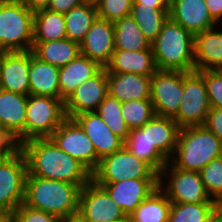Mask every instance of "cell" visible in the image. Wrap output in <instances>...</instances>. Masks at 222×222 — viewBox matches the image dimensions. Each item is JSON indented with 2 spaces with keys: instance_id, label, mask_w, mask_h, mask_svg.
I'll use <instances>...</instances> for the list:
<instances>
[{
  "instance_id": "obj_13",
  "label": "cell",
  "mask_w": 222,
  "mask_h": 222,
  "mask_svg": "<svg viewBox=\"0 0 222 222\" xmlns=\"http://www.w3.org/2000/svg\"><path fill=\"white\" fill-rule=\"evenodd\" d=\"M183 95V72L157 70L151 76L150 100L155 115L173 118Z\"/></svg>"
},
{
  "instance_id": "obj_42",
  "label": "cell",
  "mask_w": 222,
  "mask_h": 222,
  "mask_svg": "<svg viewBox=\"0 0 222 222\" xmlns=\"http://www.w3.org/2000/svg\"><path fill=\"white\" fill-rule=\"evenodd\" d=\"M204 126L212 131L222 144V109L210 108Z\"/></svg>"
},
{
  "instance_id": "obj_33",
  "label": "cell",
  "mask_w": 222,
  "mask_h": 222,
  "mask_svg": "<svg viewBox=\"0 0 222 222\" xmlns=\"http://www.w3.org/2000/svg\"><path fill=\"white\" fill-rule=\"evenodd\" d=\"M97 17L95 4L83 3L72 8L64 14L67 38L81 43Z\"/></svg>"
},
{
  "instance_id": "obj_3",
  "label": "cell",
  "mask_w": 222,
  "mask_h": 222,
  "mask_svg": "<svg viewBox=\"0 0 222 222\" xmlns=\"http://www.w3.org/2000/svg\"><path fill=\"white\" fill-rule=\"evenodd\" d=\"M195 36L170 17L151 43L157 70L193 72Z\"/></svg>"
},
{
  "instance_id": "obj_25",
  "label": "cell",
  "mask_w": 222,
  "mask_h": 222,
  "mask_svg": "<svg viewBox=\"0 0 222 222\" xmlns=\"http://www.w3.org/2000/svg\"><path fill=\"white\" fill-rule=\"evenodd\" d=\"M29 95L60 98L59 67L39 60L30 50Z\"/></svg>"
},
{
  "instance_id": "obj_14",
  "label": "cell",
  "mask_w": 222,
  "mask_h": 222,
  "mask_svg": "<svg viewBox=\"0 0 222 222\" xmlns=\"http://www.w3.org/2000/svg\"><path fill=\"white\" fill-rule=\"evenodd\" d=\"M108 94V77L105 67L83 82L64 101L65 115L74 118L84 112L96 111Z\"/></svg>"
},
{
  "instance_id": "obj_28",
  "label": "cell",
  "mask_w": 222,
  "mask_h": 222,
  "mask_svg": "<svg viewBox=\"0 0 222 222\" xmlns=\"http://www.w3.org/2000/svg\"><path fill=\"white\" fill-rule=\"evenodd\" d=\"M124 146L137 158L148 163L158 174L169 160L147 140V123L130 131Z\"/></svg>"
},
{
  "instance_id": "obj_40",
  "label": "cell",
  "mask_w": 222,
  "mask_h": 222,
  "mask_svg": "<svg viewBox=\"0 0 222 222\" xmlns=\"http://www.w3.org/2000/svg\"><path fill=\"white\" fill-rule=\"evenodd\" d=\"M14 222H63L57 216L22 203L13 213Z\"/></svg>"
},
{
  "instance_id": "obj_39",
  "label": "cell",
  "mask_w": 222,
  "mask_h": 222,
  "mask_svg": "<svg viewBox=\"0 0 222 222\" xmlns=\"http://www.w3.org/2000/svg\"><path fill=\"white\" fill-rule=\"evenodd\" d=\"M204 78L211 108L222 109V72L220 70L198 71Z\"/></svg>"
},
{
  "instance_id": "obj_2",
  "label": "cell",
  "mask_w": 222,
  "mask_h": 222,
  "mask_svg": "<svg viewBox=\"0 0 222 222\" xmlns=\"http://www.w3.org/2000/svg\"><path fill=\"white\" fill-rule=\"evenodd\" d=\"M81 189L76 184L27 175L24 204L63 222L76 220Z\"/></svg>"
},
{
  "instance_id": "obj_45",
  "label": "cell",
  "mask_w": 222,
  "mask_h": 222,
  "mask_svg": "<svg viewBox=\"0 0 222 222\" xmlns=\"http://www.w3.org/2000/svg\"><path fill=\"white\" fill-rule=\"evenodd\" d=\"M23 3L28 9L37 11L39 9L48 8L52 0H18Z\"/></svg>"
},
{
  "instance_id": "obj_19",
  "label": "cell",
  "mask_w": 222,
  "mask_h": 222,
  "mask_svg": "<svg viewBox=\"0 0 222 222\" xmlns=\"http://www.w3.org/2000/svg\"><path fill=\"white\" fill-rule=\"evenodd\" d=\"M169 17L194 36L218 25L210 16L205 0H170Z\"/></svg>"
},
{
  "instance_id": "obj_11",
  "label": "cell",
  "mask_w": 222,
  "mask_h": 222,
  "mask_svg": "<svg viewBox=\"0 0 222 222\" xmlns=\"http://www.w3.org/2000/svg\"><path fill=\"white\" fill-rule=\"evenodd\" d=\"M126 218L107 191L94 180L80 190L78 222H118Z\"/></svg>"
},
{
  "instance_id": "obj_29",
  "label": "cell",
  "mask_w": 222,
  "mask_h": 222,
  "mask_svg": "<svg viewBox=\"0 0 222 222\" xmlns=\"http://www.w3.org/2000/svg\"><path fill=\"white\" fill-rule=\"evenodd\" d=\"M152 49L135 19L129 15L114 22V50L139 51Z\"/></svg>"
},
{
  "instance_id": "obj_36",
  "label": "cell",
  "mask_w": 222,
  "mask_h": 222,
  "mask_svg": "<svg viewBox=\"0 0 222 222\" xmlns=\"http://www.w3.org/2000/svg\"><path fill=\"white\" fill-rule=\"evenodd\" d=\"M121 112L130 131L141 128L155 116L150 99L123 102Z\"/></svg>"
},
{
  "instance_id": "obj_6",
  "label": "cell",
  "mask_w": 222,
  "mask_h": 222,
  "mask_svg": "<svg viewBox=\"0 0 222 222\" xmlns=\"http://www.w3.org/2000/svg\"><path fill=\"white\" fill-rule=\"evenodd\" d=\"M158 187L171 202L218 203L207 194L199 172L176 168L170 162L159 173Z\"/></svg>"
},
{
  "instance_id": "obj_12",
  "label": "cell",
  "mask_w": 222,
  "mask_h": 222,
  "mask_svg": "<svg viewBox=\"0 0 222 222\" xmlns=\"http://www.w3.org/2000/svg\"><path fill=\"white\" fill-rule=\"evenodd\" d=\"M50 138L65 153L82 163L92 174L98 167L96 149L74 118L66 117Z\"/></svg>"
},
{
  "instance_id": "obj_1",
  "label": "cell",
  "mask_w": 222,
  "mask_h": 222,
  "mask_svg": "<svg viewBox=\"0 0 222 222\" xmlns=\"http://www.w3.org/2000/svg\"><path fill=\"white\" fill-rule=\"evenodd\" d=\"M27 161V175L79 185L92 180V173L60 149L50 138L29 139L21 144Z\"/></svg>"
},
{
  "instance_id": "obj_49",
  "label": "cell",
  "mask_w": 222,
  "mask_h": 222,
  "mask_svg": "<svg viewBox=\"0 0 222 222\" xmlns=\"http://www.w3.org/2000/svg\"><path fill=\"white\" fill-rule=\"evenodd\" d=\"M100 0H84L85 3L97 4Z\"/></svg>"
},
{
  "instance_id": "obj_44",
  "label": "cell",
  "mask_w": 222,
  "mask_h": 222,
  "mask_svg": "<svg viewBox=\"0 0 222 222\" xmlns=\"http://www.w3.org/2000/svg\"><path fill=\"white\" fill-rule=\"evenodd\" d=\"M209 14L212 19L222 26V0H205Z\"/></svg>"
},
{
  "instance_id": "obj_31",
  "label": "cell",
  "mask_w": 222,
  "mask_h": 222,
  "mask_svg": "<svg viewBox=\"0 0 222 222\" xmlns=\"http://www.w3.org/2000/svg\"><path fill=\"white\" fill-rule=\"evenodd\" d=\"M172 202L158 187L131 213L130 222H168Z\"/></svg>"
},
{
  "instance_id": "obj_16",
  "label": "cell",
  "mask_w": 222,
  "mask_h": 222,
  "mask_svg": "<svg viewBox=\"0 0 222 222\" xmlns=\"http://www.w3.org/2000/svg\"><path fill=\"white\" fill-rule=\"evenodd\" d=\"M30 51L0 52V88L29 95Z\"/></svg>"
},
{
  "instance_id": "obj_51",
  "label": "cell",
  "mask_w": 222,
  "mask_h": 222,
  "mask_svg": "<svg viewBox=\"0 0 222 222\" xmlns=\"http://www.w3.org/2000/svg\"><path fill=\"white\" fill-rule=\"evenodd\" d=\"M4 158L0 155V162L3 160Z\"/></svg>"
},
{
  "instance_id": "obj_35",
  "label": "cell",
  "mask_w": 222,
  "mask_h": 222,
  "mask_svg": "<svg viewBox=\"0 0 222 222\" xmlns=\"http://www.w3.org/2000/svg\"><path fill=\"white\" fill-rule=\"evenodd\" d=\"M219 203L172 202L168 222H206Z\"/></svg>"
},
{
  "instance_id": "obj_50",
  "label": "cell",
  "mask_w": 222,
  "mask_h": 222,
  "mask_svg": "<svg viewBox=\"0 0 222 222\" xmlns=\"http://www.w3.org/2000/svg\"><path fill=\"white\" fill-rule=\"evenodd\" d=\"M118 222H130L129 218L127 217L125 220H120Z\"/></svg>"
},
{
  "instance_id": "obj_5",
  "label": "cell",
  "mask_w": 222,
  "mask_h": 222,
  "mask_svg": "<svg viewBox=\"0 0 222 222\" xmlns=\"http://www.w3.org/2000/svg\"><path fill=\"white\" fill-rule=\"evenodd\" d=\"M34 11L18 0H0V52L30 51Z\"/></svg>"
},
{
  "instance_id": "obj_8",
  "label": "cell",
  "mask_w": 222,
  "mask_h": 222,
  "mask_svg": "<svg viewBox=\"0 0 222 222\" xmlns=\"http://www.w3.org/2000/svg\"><path fill=\"white\" fill-rule=\"evenodd\" d=\"M125 179H159V174L125 146L100 160L92 174L96 183H115Z\"/></svg>"
},
{
  "instance_id": "obj_41",
  "label": "cell",
  "mask_w": 222,
  "mask_h": 222,
  "mask_svg": "<svg viewBox=\"0 0 222 222\" xmlns=\"http://www.w3.org/2000/svg\"><path fill=\"white\" fill-rule=\"evenodd\" d=\"M21 150V144L8 130L0 126V155L3 158L14 156Z\"/></svg>"
},
{
  "instance_id": "obj_47",
  "label": "cell",
  "mask_w": 222,
  "mask_h": 222,
  "mask_svg": "<svg viewBox=\"0 0 222 222\" xmlns=\"http://www.w3.org/2000/svg\"><path fill=\"white\" fill-rule=\"evenodd\" d=\"M206 222H222V204H219L208 216Z\"/></svg>"
},
{
  "instance_id": "obj_23",
  "label": "cell",
  "mask_w": 222,
  "mask_h": 222,
  "mask_svg": "<svg viewBox=\"0 0 222 222\" xmlns=\"http://www.w3.org/2000/svg\"><path fill=\"white\" fill-rule=\"evenodd\" d=\"M105 69L107 73H132L150 77L157 71L152 49L115 50Z\"/></svg>"
},
{
  "instance_id": "obj_18",
  "label": "cell",
  "mask_w": 222,
  "mask_h": 222,
  "mask_svg": "<svg viewBox=\"0 0 222 222\" xmlns=\"http://www.w3.org/2000/svg\"><path fill=\"white\" fill-rule=\"evenodd\" d=\"M74 119L93 143L98 165L104 157L112 155L124 146V141L109 129L96 111L78 114Z\"/></svg>"
},
{
  "instance_id": "obj_30",
  "label": "cell",
  "mask_w": 222,
  "mask_h": 222,
  "mask_svg": "<svg viewBox=\"0 0 222 222\" xmlns=\"http://www.w3.org/2000/svg\"><path fill=\"white\" fill-rule=\"evenodd\" d=\"M67 38L64 14L48 8L34 12L33 42H48Z\"/></svg>"
},
{
  "instance_id": "obj_10",
  "label": "cell",
  "mask_w": 222,
  "mask_h": 222,
  "mask_svg": "<svg viewBox=\"0 0 222 222\" xmlns=\"http://www.w3.org/2000/svg\"><path fill=\"white\" fill-rule=\"evenodd\" d=\"M27 161L20 150L0 162V211L12 214L25 197Z\"/></svg>"
},
{
  "instance_id": "obj_43",
  "label": "cell",
  "mask_w": 222,
  "mask_h": 222,
  "mask_svg": "<svg viewBox=\"0 0 222 222\" xmlns=\"http://www.w3.org/2000/svg\"><path fill=\"white\" fill-rule=\"evenodd\" d=\"M84 0H52L48 9L58 13H68L72 8L82 5Z\"/></svg>"
},
{
  "instance_id": "obj_20",
  "label": "cell",
  "mask_w": 222,
  "mask_h": 222,
  "mask_svg": "<svg viewBox=\"0 0 222 222\" xmlns=\"http://www.w3.org/2000/svg\"><path fill=\"white\" fill-rule=\"evenodd\" d=\"M28 95L0 88V126L15 136L20 144L25 142V122Z\"/></svg>"
},
{
  "instance_id": "obj_52",
  "label": "cell",
  "mask_w": 222,
  "mask_h": 222,
  "mask_svg": "<svg viewBox=\"0 0 222 222\" xmlns=\"http://www.w3.org/2000/svg\"><path fill=\"white\" fill-rule=\"evenodd\" d=\"M67 222H78L77 220L67 221Z\"/></svg>"
},
{
  "instance_id": "obj_32",
  "label": "cell",
  "mask_w": 222,
  "mask_h": 222,
  "mask_svg": "<svg viewBox=\"0 0 222 222\" xmlns=\"http://www.w3.org/2000/svg\"><path fill=\"white\" fill-rule=\"evenodd\" d=\"M143 35L151 43L161 32L163 23L169 18V8H153L141 3H133L130 14Z\"/></svg>"
},
{
  "instance_id": "obj_27",
  "label": "cell",
  "mask_w": 222,
  "mask_h": 222,
  "mask_svg": "<svg viewBox=\"0 0 222 222\" xmlns=\"http://www.w3.org/2000/svg\"><path fill=\"white\" fill-rule=\"evenodd\" d=\"M31 51L39 60L57 67L65 66L81 54L80 43L68 38L33 42Z\"/></svg>"
},
{
  "instance_id": "obj_38",
  "label": "cell",
  "mask_w": 222,
  "mask_h": 222,
  "mask_svg": "<svg viewBox=\"0 0 222 222\" xmlns=\"http://www.w3.org/2000/svg\"><path fill=\"white\" fill-rule=\"evenodd\" d=\"M133 0H100L97 6L98 17L111 22L129 16Z\"/></svg>"
},
{
  "instance_id": "obj_26",
  "label": "cell",
  "mask_w": 222,
  "mask_h": 222,
  "mask_svg": "<svg viewBox=\"0 0 222 222\" xmlns=\"http://www.w3.org/2000/svg\"><path fill=\"white\" fill-rule=\"evenodd\" d=\"M180 129L173 118L155 115L147 122V140L169 160L177 146Z\"/></svg>"
},
{
  "instance_id": "obj_48",
  "label": "cell",
  "mask_w": 222,
  "mask_h": 222,
  "mask_svg": "<svg viewBox=\"0 0 222 222\" xmlns=\"http://www.w3.org/2000/svg\"><path fill=\"white\" fill-rule=\"evenodd\" d=\"M0 222H14L12 214L0 211Z\"/></svg>"
},
{
  "instance_id": "obj_17",
  "label": "cell",
  "mask_w": 222,
  "mask_h": 222,
  "mask_svg": "<svg viewBox=\"0 0 222 222\" xmlns=\"http://www.w3.org/2000/svg\"><path fill=\"white\" fill-rule=\"evenodd\" d=\"M81 54L105 67L114 50V22L97 17L80 43Z\"/></svg>"
},
{
  "instance_id": "obj_37",
  "label": "cell",
  "mask_w": 222,
  "mask_h": 222,
  "mask_svg": "<svg viewBox=\"0 0 222 222\" xmlns=\"http://www.w3.org/2000/svg\"><path fill=\"white\" fill-rule=\"evenodd\" d=\"M199 173L207 194L222 204V156L209 162Z\"/></svg>"
},
{
  "instance_id": "obj_4",
  "label": "cell",
  "mask_w": 222,
  "mask_h": 222,
  "mask_svg": "<svg viewBox=\"0 0 222 222\" xmlns=\"http://www.w3.org/2000/svg\"><path fill=\"white\" fill-rule=\"evenodd\" d=\"M222 156V144L204 125L181 128L177 146L169 162L176 168L200 172Z\"/></svg>"
},
{
  "instance_id": "obj_21",
  "label": "cell",
  "mask_w": 222,
  "mask_h": 222,
  "mask_svg": "<svg viewBox=\"0 0 222 222\" xmlns=\"http://www.w3.org/2000/svg\"><path fill=\"white\" fill-rule=\"evenodd\" d=\"M218 26L195 35L194 61L196 71L222 69V31Z\"/></svg>"
},
{
  "instance_id": "obj_7",
  "label": "cell",
  "mask_w": 222,
  "mask_h": 222,
  "mask_svg": "<svg viewBox=\"0 0 222 222\" xmlns=\"http://www.w3.org/2000/svg\"><path fill=\"white\" fill-rule=\"evenodd\" d=\"M65 118L64 101L62 99L42 95H28L25 141L50 137Z\"/></svg>"
},
{
  "instance_id": "obj_46",
  "label": "cell",
  "mask_w": 222,
  "mask_h": 222,
  "mask_svg": "<svg viewBox=\"0 0 222 222\" xmlns=\"http://www.w3.org/2000/svg\"><path fill=\"white\" fill-rule=\"evenodd\" d=\"M133 3H141L153 8H169L170 0H133Z\"/></svg>"
},
{
  "instance_id": "obj_22",
  "label": "cell",
  "mask_w": 222,
  "mask_h": 222,
  "mask_svg": "<svg viewBox=\"0 0 222 222\" xmlns=\"http://www.w3.org/2000/svg\"><path fill=\"white\" fill-rule=\"evenodd\" d=\"M108 94L120 102L150 99L151 77L132 73H107Z\"/></svg>"
},
{
  "instance_id": "obj_24",
  "label": "cell",
  "mask_w": 222,
  "mask_h": 222,
  "mask_svg": "<svg viewBox=\"0 0 222 222\" xmlns=\"http://www.w3.org/2000/svg\"><path fill=\"white\" fill-rule=\"evenodd\" d=\"M102 68L97 61L82 54L59 67L60 99L65 101L77 87L95 76Z\"/></svg>"
},
{
  "instance_id": "obj_9",
  "label": "cell",
  "mask_w": 222,
  "mask_h": 222,
  "mask_svg": "<svg viewBox=\"0 0 222 222\" xmlns=\"http://www.w3.org/2000/svg\"><path fill=\"white\" fill-rule=\"evenodd\" d=\"M210 108L203 76L198 71L183 72V95L173 119L180 128L202 126Z\"/></svg>"
},
{
  "instance_id": "obj_15",
  "label": "cell",
  "mask_w": 222,
  "mask_h": 222,
  "mask_svg": "<svg viewBox=\"0 0 222 222\" xmlns=\"http://www.w3.org/2000/svg\"><path fill=\"white\" fill-rule=\"evenodd\" d=\"M159 179H125L115 183H97L128 217L154 190Z\"/></svg>"
},
{
  "instance_id": "obj_34",
  "label": "cell",
  "mask_w": 222,
  "mask_h": 222,
  "mask_svg": "<svg viewBox=\"0 0 222 222\" xmlns=\"http://www.w3.org/2000/svg\"><path fill=\"white\" fill-rule=\"evenodd\" d=\"M121 106L122 102L110 94H107L105 99L98 106L96 112L102 120H104L109 129L125 141L130 134V129L123 119Z\"/></svg>"
}]
</instances>
